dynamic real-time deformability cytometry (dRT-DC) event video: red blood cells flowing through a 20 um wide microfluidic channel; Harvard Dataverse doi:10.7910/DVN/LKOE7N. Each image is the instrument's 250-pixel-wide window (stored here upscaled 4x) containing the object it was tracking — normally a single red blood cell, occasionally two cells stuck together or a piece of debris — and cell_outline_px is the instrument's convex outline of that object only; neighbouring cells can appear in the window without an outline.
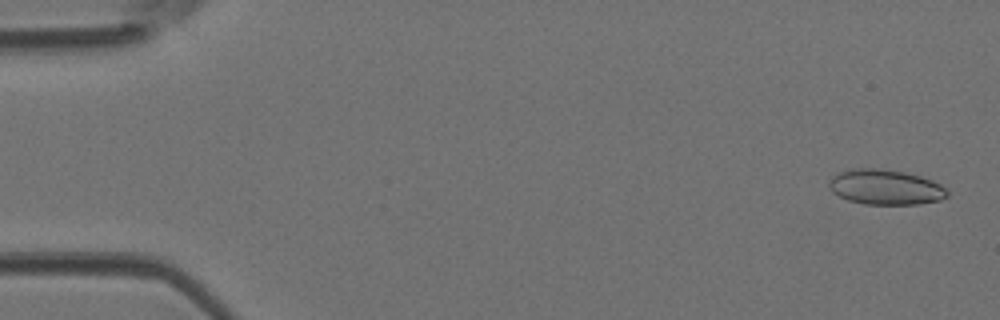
{"species": "Egyptian fruit bat (a non-hibernating species)", "species_latin": "Rousettus aegyptiacus", "temperature_condition": "room temperature", "stored_images_in_passage": 46, "camera_frame_rate_fps": 3000, "um_per_image_px": 0.085, "animal": {"sex": "female"}, "frame": {"image": 1, "passage_image": 2, "time_ms": 0.333, "image_size_px": [1000, 320], "cell_outline_px": [[948, 196], [940, 200], [920, 204], [864, 204], [848, 200], [832, 192], [828, 188], [828, 184], [832, 176], [840, 172], [852, 168], [880, 168], [904, 172], [920, 176], [932, 180], [940, 184], [948, 192]], "centroid_in_image_um": [75.25, 15.9], "position_along_channel_um": 9.8, "area_um2": 24.28}}
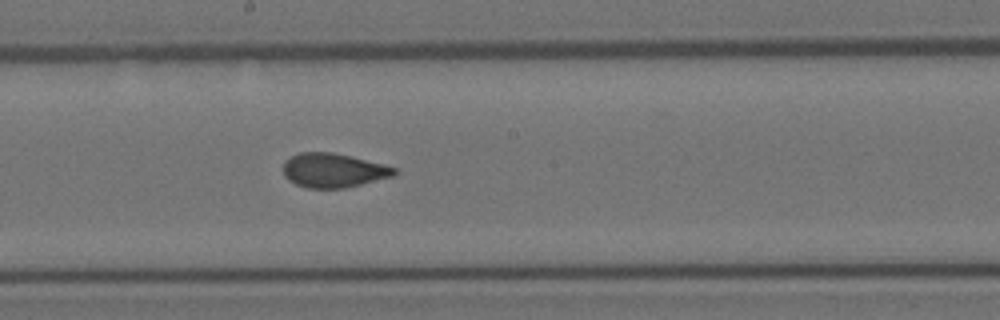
{"frame": {"image": 2, "passage_image": 25, "time_ms": 8.0, "image_size_px": [1000, 320], "cell_outline_px": [[396, 172], [392, 176], [344, 188], [308, 188], [296, 184], [288, 180], [284, 176], [284, 160], [300, 152], [332, 152], [352, 156], [384, 164], [396, 168]], "centroid_in_image_um": [28.31, 14.47], "position_along_channel_um": 219.9, "area_um2": 22.02}}
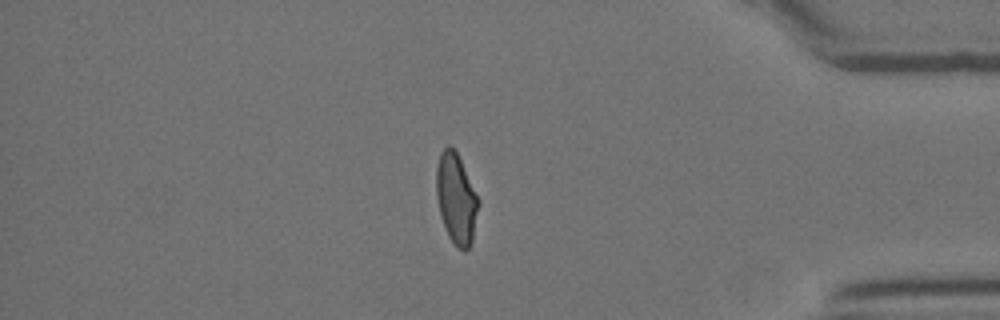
{"frame": {"image": 3, "passage_image": 39, "time_ms": 12.667, "image_size_px": [1000, 320], "cell_outline_px": [[480, 204], [472, 244], [464, 252], [456, 248], [448, 236], [440, 216], [436, 196], [436, 168], [440, 152], [448, 144], [456, 152], [480, 200]], "centroid_in_image_um": [38.78, 16.95], "position_along_channel_um": 396.4, "area_um2": 22.48}}